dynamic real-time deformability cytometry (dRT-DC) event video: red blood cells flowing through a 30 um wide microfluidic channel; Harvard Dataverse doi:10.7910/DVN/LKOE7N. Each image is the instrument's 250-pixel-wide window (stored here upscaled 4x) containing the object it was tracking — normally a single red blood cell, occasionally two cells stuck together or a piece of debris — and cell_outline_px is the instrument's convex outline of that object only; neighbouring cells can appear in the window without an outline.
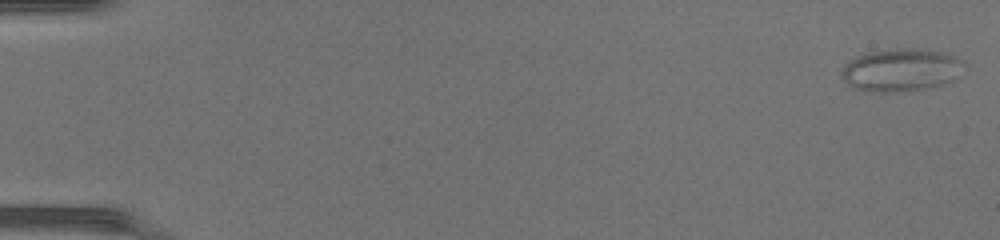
{"species": "common noctule bat (a hibernating species)", "species_latin": "Nyctalus noctula", "temperature_condition": "warm", "stored_images_in_passage": 48, "camera_frame_rate_fps": 3000, "um_per_image_px": 0.085, "animal": {"sex": "female", "body_mass_g": 17.0, "forearm_length_mm": 48.0}, "frame": {"image": 1, "passage_image": 1, "time_ms": 0.0, "image_size_px": [1000, 240], "cell_outline_px": [[968, 68], [952, 80], [944, 84], [924, 88], [888, 92], [864, 92], [852, 88], [840, 76], [840, 72], [848, 60], [868, 52], [904, 48], [940, 52], [956, 56], [964, 60]], "centroid_in_image_um": [76.59, 5.96], "position_along_channel_um": 8.4, "area_um2": 30.63}}
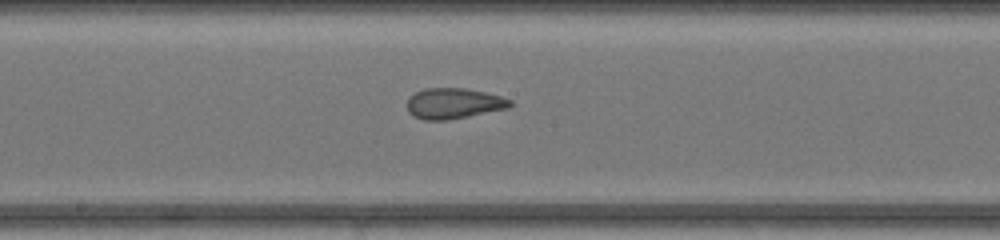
{"frame": {"image": 2, "passage_image": 27, "time_ms": 8.667, "image_size_px": [1000, 240], "cell_outline_px": [[512, 104], [508, 108], [448, 120], [424, 120], [412, 116], [408, 112], [408, 100], [416, 92], [424, 88], [464, 88], [484, 92], [500, 96], [512, 100]], "centroid_in_image_um": [38.55, 8.79], "position_along_channel_um": 209.6, "area_um2": 18.26}}
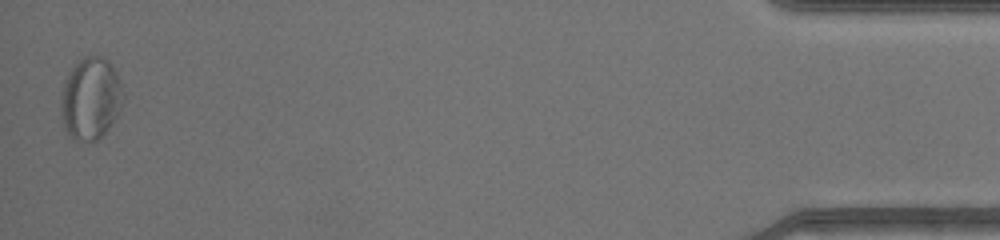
{"frame": {"image": 3, "passage_image": 48, "time_ms": 15.667, "image_size_px": [1000, 240], "cell_outline_px": [[124, 100], [120, 112], [108, 128], [96, 140], [72, 140], [64, 124], [60, 100], [64, 80], [68, 72], [84, 56], [104, 56], [112, 64], [120, 80], [124, 92]], "centroid_in_image_um": [7.73, 8.34], "position_along_channel_um": 427.5, "area_um2": 29.82}, "authors_computed_cell_mechanics": {"area_um2": 21.9062, "velocity_mm_per_s": 4.3387, "shape_relaxation_time_tau1_ms": null, "shape_relaxation_time_tau2_ms": 1.4144, "deformation_change_tau1": null, "deformation_change_tau2": 0.0874}}